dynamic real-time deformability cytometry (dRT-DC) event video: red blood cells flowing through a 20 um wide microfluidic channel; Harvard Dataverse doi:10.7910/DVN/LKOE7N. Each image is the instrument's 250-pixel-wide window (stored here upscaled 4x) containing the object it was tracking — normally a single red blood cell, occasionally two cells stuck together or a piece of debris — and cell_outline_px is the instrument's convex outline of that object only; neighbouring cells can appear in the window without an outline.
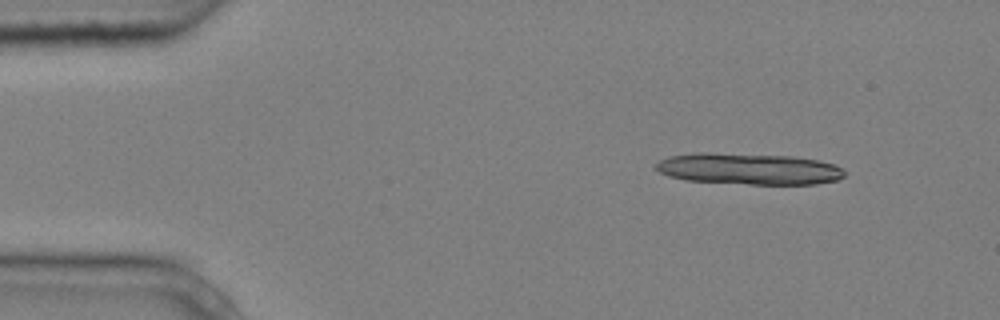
{"species": "common noctule bat (a hibernating species)", "species_latin": "Nyctalus noctula", "temperature_condition": "cold", "stored_images_in_passage": 4, "camera_frame_rate_fps": 3000, "um_per_image_px": 0.085, "animal": {"sex": "male", "body_mass_g": 20.4}, "frame": {"image": 1, "passage_image": 2, "time_ms": 0.333, "image_size_px": [1000, 320], "cell_outline_px": [[844, 176], [836, 180], [816, 184], [748, 184], [688, 180], [668, 176], [660, 172], [656, 168], [656, 164], [660, 160], [668, 156], [696, 152], [708, 152], [792, 156], [816, 160], [832, 164], [840, 168], [844, 172]], "centroid_in_image_um": [63.6, 14.34], "position_along_channel_um": 21.4, "area_um2": 34.33}}